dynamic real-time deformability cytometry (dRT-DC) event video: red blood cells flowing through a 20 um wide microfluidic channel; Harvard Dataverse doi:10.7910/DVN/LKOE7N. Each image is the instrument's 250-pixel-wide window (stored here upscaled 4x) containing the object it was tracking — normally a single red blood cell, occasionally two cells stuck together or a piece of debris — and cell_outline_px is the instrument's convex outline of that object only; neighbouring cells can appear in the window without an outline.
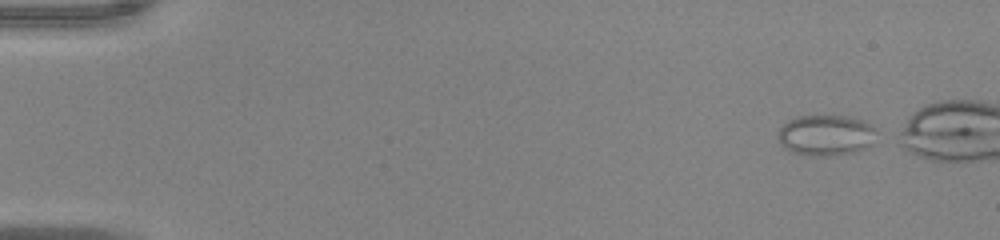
{"species": "common noctule bat (a hibernating species)", "species_latin": "Nyctalus noctula", "temperature_condition": "warm", "stored_images_in_passage": 43, "camera_frame_rate_fps": 3000, "um_per_image_px": 0.085, "animal": {"sex": "male", "body_mass_g": 20.0, "forearm_length_mm": 53.3}, "frame": {"image": 1, "passage_image": 1, "time_ms": 0.0, "image_size_px": [1000, 240], "cell_outline_px": [[876, 132], [872, 144], [868, 148], [836, 156], [812, 156], [792, 152], [784, 148], [776, 140], [776, 132], [788, 120], [796, 116], [848, 116], [864, 120], [872, 124], [876, 128]], "centroid_in_image_um": [70.19, 11.5], "position_along_channel_um": 14.8, "area_um2": 23.99}}
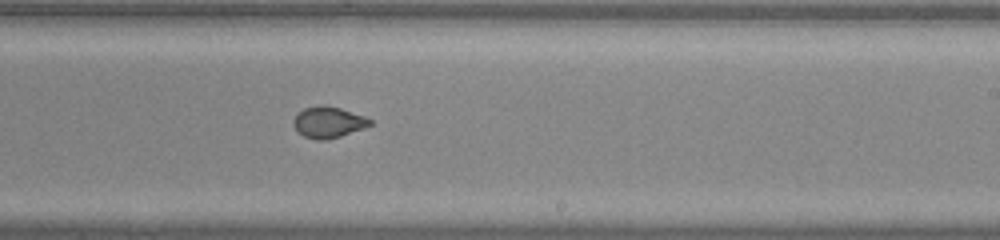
{"frame": {"image": 2, "passage_image": 29, "time_ms": 9.333, "image_size_px": [1000, 240], "cell_outline_px": [[372, 124], [364, 128], [328, 140], [316, 140], [304, 136], [296, 132], [292, 124], [292, 120], [304, 108], [320, 104], [324, 104], [340, 108], [364, 116], [372, 120]], "centroid_in_image_um": [27.88, 10.39], "position_along_channel_um": 261.1, "area_um2": 14.05}}
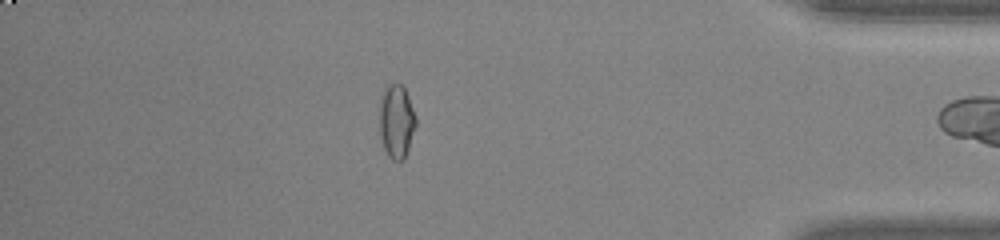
{"frame": {"image": 3, "passage_image": 42, "time_ms": 13.667, "image_size_px": [1000, 240], "cell_outline_px": [[416, 124], [404, 160], [392, 160], [388, 156], [384, 148], [380, 136], [380, 96], [384, 88], [388, 84], [400, 84], [404, 88], [408, 96], [416, 116]], "centroid_in_image_um": [33.69, 10.3], "position_along_channel_um": 401.5, "area_um2": 15.55}}